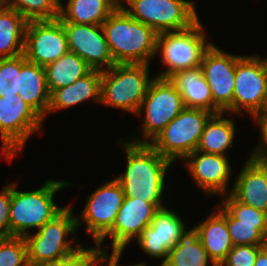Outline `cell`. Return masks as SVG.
<instances>
[{
  "mask_svg": "<svg viewBox=\"0 0 267 266\" xmlns=\"http://www.w3.org/2000/svg\"><path fill=\"white\" fill-rule=\"evenodd\" d=\"M125 151L126 169L118 177L126 197L138 198L164 207L166 173L172 162L164 158L150 144L118 141Z\"/></svg>",
  "mask_w": 267,
  "mask_h": 266,
  "instance_id": "obj_1",
  "label": "cell"
},
{
  "mask_svg": "<svg viewBox=\"0 0 267 266\" xmlns=\"http://www.w3.org/2000/svg\"><path fill=\"white\" fill-rule=\"evenodd\" d=\"M115 64H151L158 33L131 17L120 5L101 24Z\"/></svg>",
  "mask_w": 267,
  "mask_h": 266,
  "instance_id": "obj_2",
  "label": "cell"
},
{
  "mask_svg": "<svg viewBox=\"0 0 267 266\" xmlns=\"http://www.w3.org/2000/svg\"><path fill=\"white\" fill-rule=\"evenodd\" d=\"M18 182L11 183L10 237H25L29 229H40L54 219L66 207L54 202V195L72 183L63 180H46L43 186L33 191H17Z\"/></svg>",
  "mask_w": 267,
  "mask_h": 266,
  "instance_id": "obj_3",
  "label": "cell"
},
{
  "mask_svg": "<svg viewBox=\"0 0 267 266\" xmlns=\"http://www.w3.org/2000/svg\"><path fill=\"white\" fill-rule=\"evenodd\" d=\"M150 64H114L102 71L101 104L137 114L151 81Z\"/></svg>",
  "mask_w": 267,
  "mask_h": 266,
  "instance_id": "obj_4",
  "label": "cell"
},
{
  "mask_svg": "<svg viewBox=\"0 0 267 266\" xmlns=\"http://www.w3.org/2000/svg\"><path fill=\"white\" fill-rule=\"evenodd\" d=\"M206 27L198 20L191 27L163 32L157 35L156 56L167 68L155 77L169 78L174 73L201 65L205 51L212 41H207Z\"/></svg>",
  "mask_w": 267,
  "mask_h": 266,
  "instance_id": "obj_5",
  "label": "cell"
},
{
  "mask_svg": "<svg viewBox=\"0 0 267 266\" xmlns=\"http://www.w3.org/2000/svg\"><path fill=\"white\" fill-rule=\"evenodd\" d=\"M76 218L72 206L68 205L54 219L35 230V233L25 236L29 266L66 257L82 245H73L74 240H78L77 235H74L78 229ZM68 236L72 238L70 241Z\"/></svg>",
  "mask_w": 267,
  "mask_h": 266,
  "instance_id": "obj_6",
  "label": "cell"
},
{
  "mask_svg": "<svg viewBox=\"0 0 267 266\" xmlns=\"http://www.w3.org/2000/svg\"><path fill=\"white\" fill-rule=\"evenodd\" d=\"M184 108L182 97L169 78L154 77L136 114L144 113L142 139L134 135L132 143L150 144Z\"/></svg>",
  "mask_w": 267,
  "mask_h": 266,
  "instance_id": "obj_7",
  "label": "cell"
},
{
  "mask_svg": "<svg viewBox=\"0 0 267 266\" xmlns=\"http://www.w3.org/2000/svg\"><path fill=\"white\" fill-rule=\"evenodd\" d=\"M213 115L208 110L185 107L150 145L171 162L184 160L196 151L205 125Z\"/></svg>",
  "mask_w": 267,
  "mask_h": 266,
  "instance_id": "obj_8",
  "label": "cell"
},
{
  "mask_svg": "<svg viewBox=\"0 0 267 266\" xmlns=\"http://www.w3.org/2000/svg\"><path fill=\"white\" fill-rule=\"evenodd\" d=\"M119 5L158 34L187 29L199 20L189 0H120Z\"/></svg>",
  "mask_w": 267,
  "mask_h": 266,
  "instance_id": "obj_9",
  "label": "cell"
},
{
  "mask_svg": "<svg viewBox=\"0 0 267 266\" xmlns=\"http://www.w3.org/2000/svg\"><path fill=\"white\" fill-rule=\"evenodd\" d=\"M43 123V118L18 94L0 97L1 154L11 161Z\"/></svg>",
  "mask_w": 267,
  "mask_h": 266,
  "instance_id": "obj_10",
  "label": "cell"
},
{
  "mask_svg": "<svg viewBox=\"0 0 267 266\" xmlns=\"http://www.w3.org/2000/svg\"><path fill=\"white\" fill-rule=\"evenodd\" d=\"M267 99V57L241 55L236 61L233 114L259 115ZM244 110V111H243Z\"/></svg>",
  "mask_w": 267,
  "mask_h": 266,
  "instance_id": "obj_11",
  "label": "cell"
},
{
  "mask_svg": "<svg viewBox=\"0 0 267 266\" xmlns=\"http://www.w3.org/2000/svg\"><path fill=\"white\" fill-rule=\"evenodd\" d=\"M240 55L222 51L214 43L205 51L200 67L211 88L214 114H233L236 61Z\"/></svg>",
  "mask_w": 267,
  "mask_h": 266,
  "instance_id": "obj_12",
  "label": "cell"
},
{
  "mask_svg": "<svg viewBox=\"0 0 267 266\" xmlns=\"http://www.w3.org/2000/svg\"><path fill=\"white\" fill-rule=\"evenodd\" d=\"M124 197L116 178L102 184L88 197L80 218H76L77 228L85 223L86 232L96 243L113 226Z\"/></svg>",
  "mask_w": 267,
  "mask_h": 266,
  "instance_id": "obj_13",
  "label": "cell"
},
{
  "mask_svg": "<svg viewBox=\"0 0 267 266\" xmlns=\"http://www.w3.org/2000/svg\"><path fill=\"white\" fill-rule=\"evenodd\" d=\"M68 51L66 33L59 19L27 22L23 51L27 61L45 67Z\"/></svg>",
  "mask_w": 267,
  "mask_h": 266,
  "instance_id": "obj_14",
  "label": "cell"
},
{
  "mask_svg": "<svg viewBox=\"0 0 267 266\" xmlns=\"http://www.w3.org/2000/svg\"><path fill=\"white\" fill-rule=\"evenodd\" d=\"M158 208L145 200L124 197L113 226L96 242L102 246L106 237H111V253L122 255L132 240L150 225Z\"/></svg>",
  "mask_w": 267,
  "mask_h": 266,
  "instance_id": "obj_15",
  "label": "cell"
},
{
  "mask_svg": "<svg viewBox=\"0 0 267 266\" xmlns=\"http://www.w3.org/2000/svg\"><path fill=\"white\" fill-rule=\"evenodd\" d=\"M185 230L182 217L164 206L156 211L150 225L142 230L135 241L146 255L163 260L161 266Z\"/></svg>",
  "mask_w": 267,
  "mask_h": 266,
  "instance_id": "obj_16",
  "label": "cell"
},
{
  "mask_svg": "<svg viewBox=\"0 0 267 266\" xmlns=\"http://www.w3.org/2000/svg\"><path fill=\"white\" fill-rule=\"evenodd\" d=\"M67 37L68 50L77 54L92 69L107 70L115 62L110 54L101 25L62 22Z\"/></svg>",
  "mask_w": 267,
  "mask_h": 266,
  "instance_id": "obj_17",
  "label": "cell"
},
{
  "mask_svg": "<svg viewBox=\"0 0 267 266\" xmlns=\"http://www.w3.org/2000/svg\"><path fill=\"white\" fill-rule=\"evenodd\" d=\"M229 157L194 151L185 159L192 177V182L207 195L223 196L228 194V186L232 177V167Z\"/></svg>",
  "mask_w": 267,
  "mask_h": 266,
  "instance_id": "obj_18",
  "label": "cell"
},
{
  "mask_svg": "<svg viewBox=\"0 0 267 266\" xmlns=\"http://www.w3.org/2000/svg\"><path fill=\"white\" fill-rule=\"evenodd\" d=\"M228 193L237 201L267 213V164L247 158Z\"/></svg>",
  "mask_w": 267,
  "mask_h": 266,
  "instance_id": "obj_19",
  "label": "cell"
},
{
  "mask_svg": "<svg viewBox=\"0 0 267 266\" xmlns=\"http://www.w3.org/2000/svg\"><path fill=\"white\" fill-rule=\"evenodd\" d=\"M218 208L219 210L213 211L202 222L194 225L202 246L216 266L221 264L234 246L226 223V209L222 205Z\"/></svg>",
  "mask_w": 267,
  "mask_h": 266,
  "instance_id": "obj_20",
  "label": "cell"
},
{
  "mask_svg": "<svg viewBox=\"0 0 267 266\" xmlns=\"http://www.w3.org/2000/svg\"><path fill=\"white\" fill-rule=\"evenodd\" d=\"M101 77L102 71L92 69L71 85L54 90L50 94L47 115L53 111L74 107L89 99L101 104Z\"/></svg>",
  "mask_w": 267,
  "mask_h": 266,
  "instance_id": "obj_21",
  "label": "cell"
},
{
  "mask_svg": "<svg viewBox=\"0 0 267 266\" xmlns=\"http://www.w3.org/2000/svg\"><path fill=\"white\" fill-rule=\"evenodd\" d=\"M169 80L182 97L184 107L208 110L214 113L211 88L200 66L174 73Z\"/></svg>",
  "mask_w": 267,
  "mask_h": 266,
  "instance_id": "obj_22",
  "label": "cell"
},
{
  "mask_svg": "<svg viewBox=\"0 0 267 266\" xmlns=\"http://www.w3.org/2000/svg\"><path fill=\"white\" fill-rule=\"evenodd\" d=\"M18 95L42 118H47L50 92L47 87L45 67L26 61L20 70Z\"/></svg>",
  "mask_w": 267,
  "mask_h": 266,
  "instance_id": "obj_23",
  "label": "cell"
},
{
  "mask_svg": "<svg viewBox=\"0 0 267 266\" xmlns=\"http://www.w3.org/2000/svg\"><path fill=\"white\" fill-rule=\"evenodd\" d=\"M120 0H60L61 22L101 25L119 6Z\"/></svg>",
  "mask_w": 267,
  "mask_h": 266,
  "instance_id": "obj_24",
  "label": "cell"
},
{
  "mask_svg": "<svg viewBox=\"0 0 267 266\" xmlns=\"http://www.w3.org/2000/svg\"><path fill=\"white\" fill-rule=\"evenodd\" d=\"M226 113L214 114L206 123L196 151L219 154L226 157L235 140V120L225 118Z\"/></svg>",
  "mask_w": 267,
  "mask_h": 266,
  "instance_id": "obj_25",
  "label": "cell"
},
{
  "mask_svg": "<svg viewBox=\"0 0 267 266\" xmlns=\"http://www.w3.org/2000/svg\"><path fill=\"white\" fill-rule=\"evenodd\" d=\"M27 20L8 5L0 11V58L23 54Z\"/></svg>",
  "mask_w": 267,
  "mask_h": 266,
  "instance_id": "obj_26",
  "label": "cell"
},
{
  "mask_svg": "<svg viewBox=\"0 0 267 266\" xmlns=\"http://www.w3.org/2000/svg\"><path fill=\"white\" fill-rule=\"evenodd\" d=\"M209 264V265H208ZM216 266L202 246L195 226L185 230L161 266Z\"/></svg>",
  "mask_w": 267,
  "mask_h": 266,
  "instance_id": "obj_27",
  "label": "cell"
},
{
  "mask_svg": "<svg viewBox=\"0 0 267 266\" xmlns=\"http://www.w3.org/2000/svg\"><path fill=\"white\" fill-rule=\"evenodd\" d=\"M91 70L92 68L82 58L68 51L58 60L45 66L47 87L50 94L58 88L71 85Z\"/></svg>",
  "mask_w": 267,
  "mask_h": 266,
  "instance_id": "obj_28",
  "label": "cell"
},
{
  "mask_svg": "<svg viewBox=\"0 0 267 266\" xmlns=\"http://www.w3.org/2000/svg\"><path fill=\"white\" fill-rule=\"evenodd\" d=\"M226 223L234 246L267 245V224L239 223L227 210Z\"/></svg>",
  "mask_w": 267,
  "mask_h": 266,
  "instance_id": "obj_29",
  "label": "cell"
},
{
  "mask_svg": "<svg viewBox=\"0 0 267 266\" xmlns=\"http://www.w3.org/2000/svg\"><path fill=\"white\" fill-rule=\"evenodd\" d=\"M8 6L27 21L53 20L60 15V0H8Z\"/></svg>",
  "mask_w": 267,
  "mask_h": 266,
  "instance_id": "obj_30",
  "label": "cell"
},
{
  "mask_svg": "<svg viewBox=\"0 0 267 266\" xmlns=\"http://www.w3.org/2000/svg\"><path fill=\"white\" fill-rule=\"evenodd\" d=\"M26 61L23 54L13 58H0V97L18 94L20 70Z\"/></svg>",
  "mask_w": 267,
  "mask_h": 266,
  "instance_id": "obj_31",
  "label": "cell"
},
{
  "mask_svg": "<svg viewBox=\"0 0 267 266\" xmlns=\"http://www.w3.org/2000/svg\"><path fill=\"white\" fill-rule=\"evenodd\" d=\"M0 266H29L25 237L0 238Z\"/></svg>",
  "mask_w": 267,
  "mask_h": 266,
  "instance_id": "obj_32",
  "label": "cell"
},
{
  "mask_svg": "<svg viewBox=\"0 0 267 266\" xmlns=\"http://www.w3.org/2000/svg\"><path fill=\"white\" fill-rule=\"evenodd\" d=\"M222 198V206L239 220V223L267 224V213L237 201L230 193Z\"/></svg>",
  "mask_w": 267,
  "mask_h": 266,
  "instance_id": "obj_33",
  "label": "cell"
},
{
  "mask_svg": "<svg viewBox=\"0 0 267 266\" xmlns=\"http://www.w3.org/2000/svg\"><path fill=\"white\" fill-rule=\"evenodd\" d=\"M107 250L98 243L93 247H82L81 245L75 252L67 256V266H104L115 255L108 253Z\"/></svg>",
  "mask_w": 267,
  "mask_h": 266,
  "instance_id": "obj_34",
  "label": "cell"
},
{
  "mask_svg": "<svg viewBox=\"0 0 267 266\" xmlns=\"http://www.w3.org/2000/svg\"><path fill=\"white\" fill-rule=\"evenodd\" d=\"M266 245L233 246L219 266H254L258 252Z\"/></svg>",
  "mask_w": 267,
  "mask_h": 266,
  "instance_id": "obj_35",
  "label": "cell"
},
{
  "mask_svg": "<svg viewBox=\"0 0 267 266\" xmlns=\"http://www.w3.org/2000/svg\"><path fill=\"white\" fill-rule=\"evenodd\" d=\"M10 204H11V183L3 186L0 192V238L10 237Z\"/></svg>",
  "mask_w": 267,
  "mask_h": 266,
  "instance_id": "obj_36",
  "label": "cell"
},
{
  "mask_svg": "<svg viewBox=\"0 0 267 266\" xmlns=\"http://www.w3.org/2000/svg\"><path fill=\"white\" fill-rule=\"evenodd\" d=\"M255 122L260 130L259 144L253 149L252 153L248 156L250 159L267 164V119L263 118L260 114L253 116Z\"/></svg>",
  "mask_w": 267,
  "mask_h": 266,
  "instance_id": "obj_37",
  "label": "cell"
},
{
  "mask_svg": "<svg viewBox=\"0 0 267 266\" xmlns=\"http://www.w3.org/2000/svg\"><path fill=\"white\" fill-rule=\"evenodd\" d=\"M254 266H267V245L258 252Z\"/></svg>",
  "mask_w": 267,
  "mask_h": 266,
  "instance_id": "obj_38",
  "label": "cell"
},
{
  "mask_svg": "<svg viewBox=\"0 0 267 266\" xmlns=\"http://www.w3.org/2000/svg\"><path fill=\"white\" fill-rule=\"evenodd\" d=\"M36 266H67V256L56 260L46 261Z\"/></svg>",
  "mask_w": 267,
  "mask_h": 266,
  "instance_id": "obj_39",
  "label": "cell"
},
{
  "mask_svg": "<svg viewBox=\"0 0 267 266\" xmlns=\"http://www.w3.org/2000/svg\"><path fill=\"white\" fill-rule=\"evenodd\" d=\"M120 259H121V255H118V254H115L108 262L105 266H118L119 262H120ZM122 266V265H120ZM130 266H147L146 263L144 262H140L138 264H133V265H130Z\"/></svg>",
  "mask_w": 267,
  "mask_h": 266,
  "instance_id": "obj_40",
  "label": "cell"
},
{
  "mask_svg": "<svg viewBox=\"0 0 267 266\" xmlns=\"http://www.w3.org/2000/svg\"><path fill=\"white\" fill-rule=\"evenodd\" d=\"M260 115L267 119V99H266V103H265V106H264V109L262 110V112L260 113Z\"/></svg>",
  "mask_w": 267,
  "mask_h": 266,
  "instance_id": "obj_41",
  "label": "cell"
},
{
  "mask_svg": "<svg viewBox=\"0 0 267 266\" xmlns=\"http://www.w3.org/2000/svg\"><path fill=\"white\" fill-rule=\"evenodd\" d=\"M8 5V0H0V11Z\"/></svg>",
  "mask_w": 267,
  "mask_h": 266,
  "instance_id": "obj_42",
  "label": "cell"
}]
</instances>
